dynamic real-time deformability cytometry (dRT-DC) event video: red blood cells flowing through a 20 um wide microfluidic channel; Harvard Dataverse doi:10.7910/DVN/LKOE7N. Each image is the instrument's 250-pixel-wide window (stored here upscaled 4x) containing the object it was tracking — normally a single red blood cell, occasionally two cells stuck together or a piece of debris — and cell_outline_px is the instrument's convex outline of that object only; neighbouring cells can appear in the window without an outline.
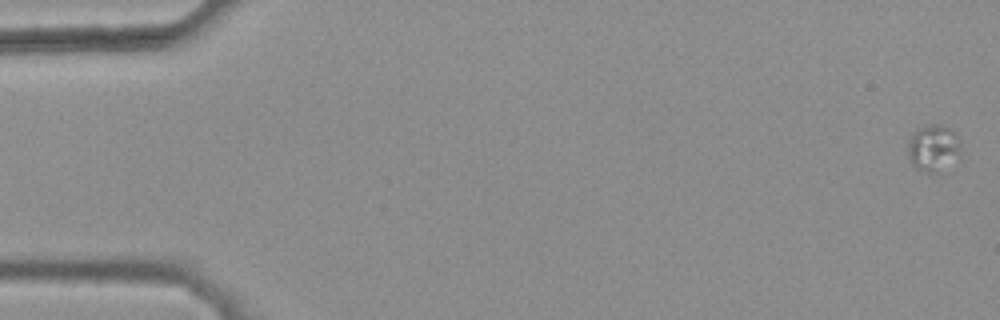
{"species": "common noctule bat (a hibernating species)", "species_latin": "Nyctalus noctula", "temperature_condition": "warm", "stored_images_in_passage": 13, "camera_frame_rate_fps": 3000, "um_per_image_px": 0.085, "animal": {"sex": "female", "body_mass_g": 25.1}, "frame": {"image": 1, "passage_image": 1, "time_ms": 0.0, "image_size_px": [1000, 320], "cell_outline_px": [[960, 156], [936, 172], [924, 172], [916, 168], [912, 164], [908, 152], [908, 140], [920, 128], [932, 124], [940, 124], [948, 128], [956, 136], [960, 144]], "centroid_in_image_um": [79.32, 12.58], "position_along_channel_um": 5.7, "area_um2": 13.87}}